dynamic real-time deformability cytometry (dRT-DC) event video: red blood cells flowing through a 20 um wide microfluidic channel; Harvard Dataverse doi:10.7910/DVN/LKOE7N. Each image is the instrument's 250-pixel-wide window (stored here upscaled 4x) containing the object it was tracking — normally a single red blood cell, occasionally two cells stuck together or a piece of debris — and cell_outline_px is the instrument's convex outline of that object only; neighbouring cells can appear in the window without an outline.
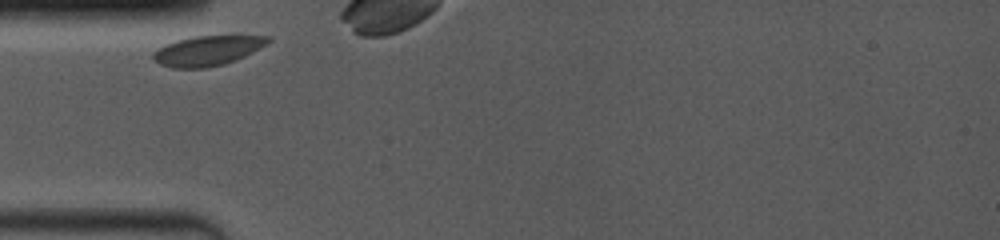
{"species": "common noctule bat (a hibernating species)", "species_latin": "Nyctalus noctula", "temperature_condition": "room temperature", "stored_images_in_passage": 6, "camera_frame_rate_fps": 4000, "um_per_image_px": 0.085, "animal": {"sex": "female", "body_mass_g": 19.0, "forearm_length_mm": 53.3}, "frame": {"image": 1, "passage_image": 1, "time_ms": 0.0, "image_size_px": [1000, 240], "cell_outline_px": [[272, 40], [260, 48], [236, 60], [224, 64], [204, 68], [172, 68], [160, 64], [152, 56], [152, 52], [164, 44], [176, 40], [196, 36], [268, 36]], "centroid_in_image_um": [17.6, 4.31], "position_along_channel_um": 67.4, "area_um2": 19.88}}
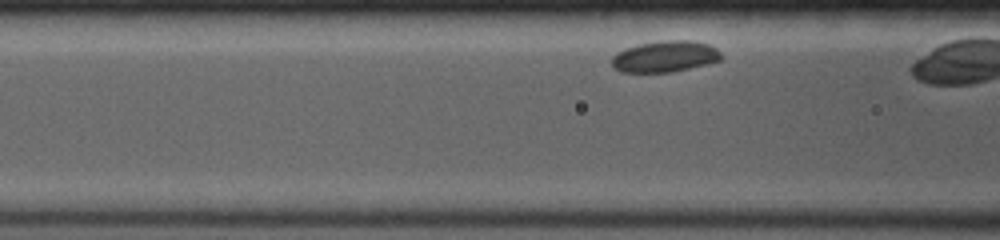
{"frame": {"image": 2, "passage_image": 5, "time_ms": 1.25, "image_size_px": [1000, 240], "cell_outline_px": [[720, 60], [672, 72], [620, 72], [612, 68], [612, 56], [616, 52], [624, 48], [640, 44], [660, 40], [692, 40], [708, 44], [716, 48], [720, 52]], "centroid_in_image_um": [56.46, 4.79], "position_along_channel_um": 110.1, "area_um2": 19.94}}